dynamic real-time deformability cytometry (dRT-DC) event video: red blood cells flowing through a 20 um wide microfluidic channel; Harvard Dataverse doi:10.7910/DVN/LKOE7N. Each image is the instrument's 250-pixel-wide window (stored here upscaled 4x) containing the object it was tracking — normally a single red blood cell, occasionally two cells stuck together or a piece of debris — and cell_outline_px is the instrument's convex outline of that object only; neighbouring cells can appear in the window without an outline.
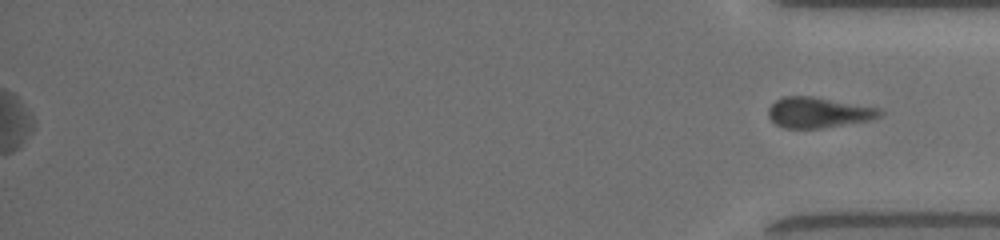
{"species": "common noctule bat (a hibernating species)", "species_latin": "Nyctalus noctula", "temperature_condition": "room temperature", "stored_images_in_passage": 67, "segment_of_instrument_passage": [2, 2], "camera_frame_rate_fps": 3000, "um_per_image_px": 0.085, "animal": {"sex": "female", "body_mass_g": 19.5, "forearm_length_mm": 54.1}, "frame": {"image": 1, "passage_image": 67, "time_ms": 17.333, "image_size_px": [1000, 240], "cell_outline_px": [[884, 112], [880, 116], [872, 120], [820, 128], [784, 128], [776, 124], [768, 116], [768, 108], [776, 100], [784, 96], [812, 96], [880, 108]], "centroid_in_image_um": [69.57, 9.56], "position_along_channel_um": 365.6, "area_um2": 19.83}}